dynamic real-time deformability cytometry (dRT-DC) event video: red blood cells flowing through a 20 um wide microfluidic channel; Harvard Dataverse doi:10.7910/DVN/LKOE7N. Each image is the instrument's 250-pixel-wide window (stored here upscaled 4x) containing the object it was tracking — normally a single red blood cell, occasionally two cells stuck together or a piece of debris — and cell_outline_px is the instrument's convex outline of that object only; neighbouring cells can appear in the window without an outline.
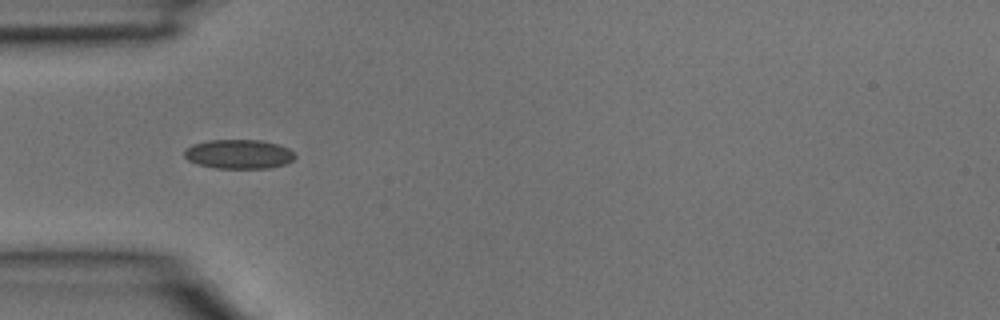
{"species": "common noctule bat (a hibernating species)", "species_latin": "Nyctalus noctula", "temperature_condition": "room temperature", "stored_images_in_passage": 2, "camera_frame_rate_fps": 3000, "um_per_image_px": 0.085, "animal": {"sex": "male", "body_mass_g": 15.6}, "frame": {"image": 1, "passage_image": 2, "time_ms": 0.333, "image_size_px": [1000, 320], "cell_outline_px": [[296, 156], [292, 160], [284, 164], [268, 168], [216, 168], [196, 164], [188, 160], [184, 156], [184, 148], [192, 144], [208, 140], [260, 140], [276, 144], [288, 148], [296, 152]], "centroid_in_image_um": [20.27, 13.1], "position_along_channel_um": 64.7, "area_um2": 18.96}}